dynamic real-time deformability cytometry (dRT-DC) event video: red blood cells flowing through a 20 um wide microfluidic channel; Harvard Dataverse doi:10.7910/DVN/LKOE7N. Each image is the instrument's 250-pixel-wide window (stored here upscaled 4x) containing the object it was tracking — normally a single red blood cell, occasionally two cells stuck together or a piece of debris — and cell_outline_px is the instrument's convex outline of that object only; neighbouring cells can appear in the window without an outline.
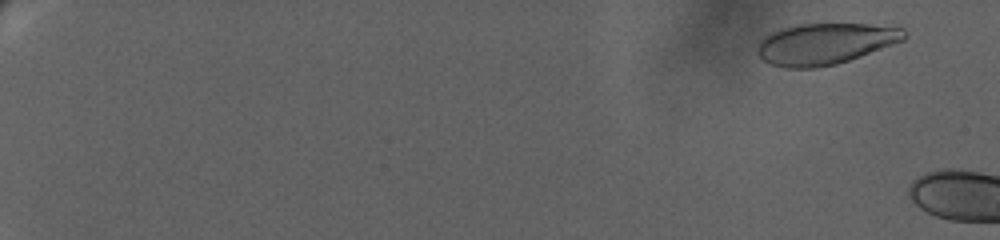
{"species": "human", "species_latin": "Homo sapiens", "temperature_condition": "warm", "stored_images_in_passage": 57, "camera_frame_rate_fps": 3000, "um_per_image_px": 0.085, "donor": {"sex": "female"}, "frame": {"image": 1, "passage_image": 5, "time_ms": 1.667, "image_size_px": [1000, 240], "cell_outline_px": [[908, 36], [904, 40], [860, 56], [836, 64], [816, 68], [784, 68], [768, 64], [756, 52], [756, 44], [764, 36], [780, 28], [800, 24], [868, 24], [904, 28], [908, 32]], "centroid_in_image_um": [70.1, 3.72], "position_along_channel_um": 14.9, "area_um2": 35.49}}
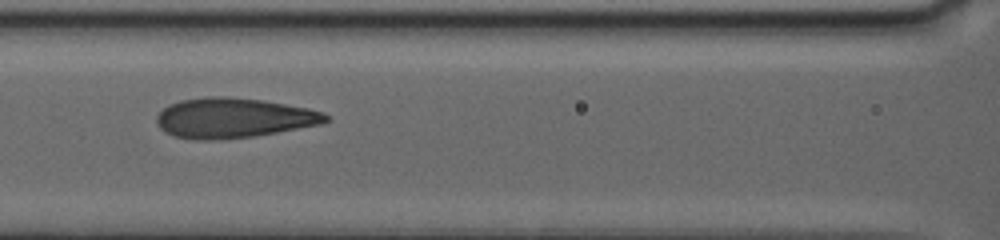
{"frame": {"image": 2, "passage_image": 32, "time_ms": 12.667, "image_size_px": [1000, 240], "cell_outline_px": [[332, 120], [320, 124], [276, 132], [252, 136], [212, 140], [196, 140], [176, 136], [164, 132], [156, 124], [156, 116], [168, 104], [180, 100], [208, 96], [228, 96], [264, 100], [308, 108], [324, 112], [332, 116]], "centroid_in_image_um": [19.85, 10.01], "position_along_channel_um": 146.7, "area_um2": 39.59}}
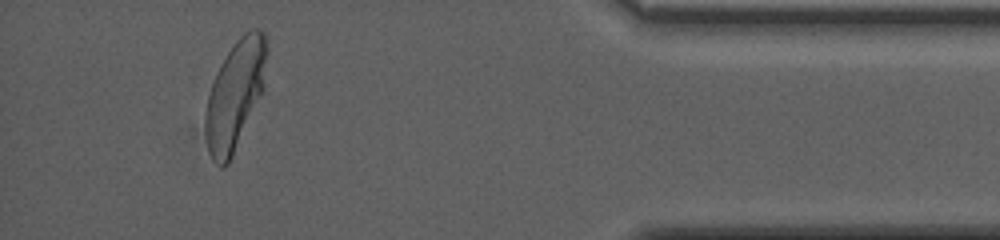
{"frame": {"image": 3, "passage_image": 56, "time_ms": 22.333, "image_size_px": [1000, 240], "cell_outline_px": [[268, 52], [264, 88], [232, 156], [228, 164], [220, 164], [212, 160], [208, 152], [204, 128], [204, 112], [208, 96], [216, 72], [220, 64], [236, 40], [244, 32], [252, 28], [256, 28], [264, 32], [268, 40]], "centroid_in_image_um": [19.99, 8.0], "position_along_channel_um": 415.2, "area_um2": 39.02}}